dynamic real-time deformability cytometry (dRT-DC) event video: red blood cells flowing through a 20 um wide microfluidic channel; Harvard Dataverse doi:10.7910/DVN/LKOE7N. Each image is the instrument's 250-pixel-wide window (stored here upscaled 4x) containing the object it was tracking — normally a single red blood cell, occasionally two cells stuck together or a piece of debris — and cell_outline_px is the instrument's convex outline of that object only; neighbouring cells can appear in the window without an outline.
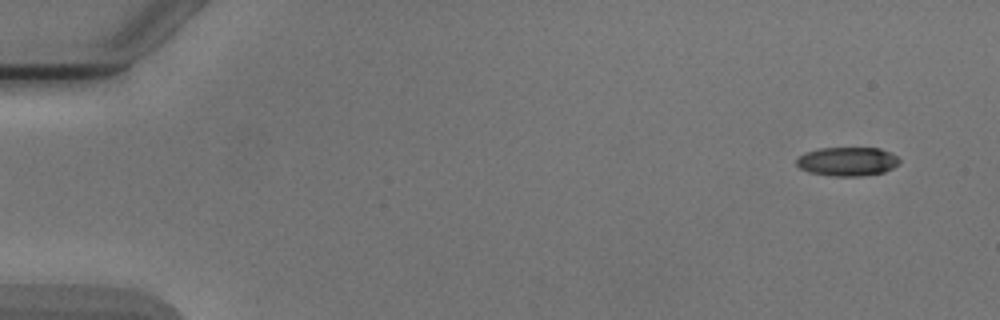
{"species": "Egyptian fruit bat (a non-hibernating species)", "species_latin": "Rousettus aegyptiacus", "temperature_condition": "cold", "stored_images_in_passage": 4, "camera_frame_rate_fps": 3000, "um_per_image_px": 0.085, "animal": {"sex": "male"}, "frame": {"image": 1, "passage_image": 4, "time_ms": 4.333, "image_size_px": [1000, 320], "cell_outline_px": [[900, 160], [892, 168], [884, 172], [860, 176], [832, 176], [808, 172], [800, 168], [796, 164], [796, 160], [804, 152], [820, 148], [880, 148], [892, 152]], "centroid_in_image_um": [72.01, 13.72], "position_along_channel_um": 13.0, "area_um2": 17.34}}